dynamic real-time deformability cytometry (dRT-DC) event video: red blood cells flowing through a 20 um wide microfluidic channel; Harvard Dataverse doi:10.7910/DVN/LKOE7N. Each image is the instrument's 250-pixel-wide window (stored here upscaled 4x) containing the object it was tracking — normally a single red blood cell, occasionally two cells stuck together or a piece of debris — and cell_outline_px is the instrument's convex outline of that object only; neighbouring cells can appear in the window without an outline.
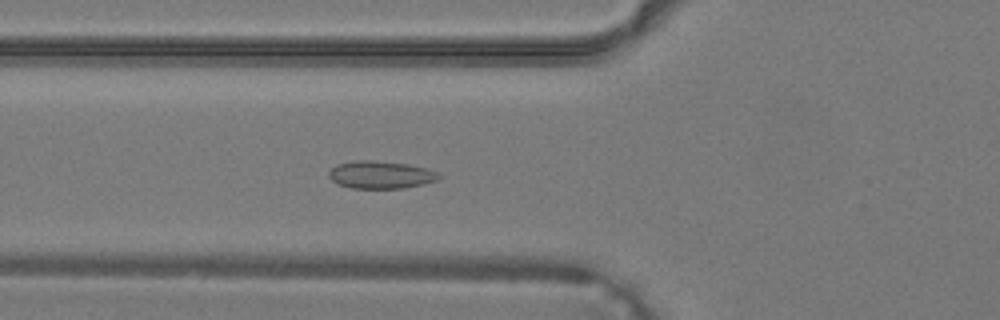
{"species": "common noctule bat (a hibernating species)", "species_latin": "Nyctalus noctula", "temperature_condition": "warm", "stored_images_in_passage": 30, "camera_frame_rate_fps": 3000, "um_per_image_px": 0.085, "animal": {"sex": "male", "body_mass_g": 19.2, "forearm_length_mm": 51.8}, "frame": {"image": 1, "passage_image": 8, "time_ms": 2.333, "image_size_px": [1000, 320], "cell_outline_px": [[440, 176], [436, 180], [404, 188], [352, 188], [340, 184], [332, 180], [328, 176], [328, 172], [336, 164], [356, 160], [368, 160], [408, 164], [428, 168], [440, 172]], "centroid_in_image_um": [32.36, 14.84], "position_along_channel_um": 93.4, "area_um2": 17.57}}
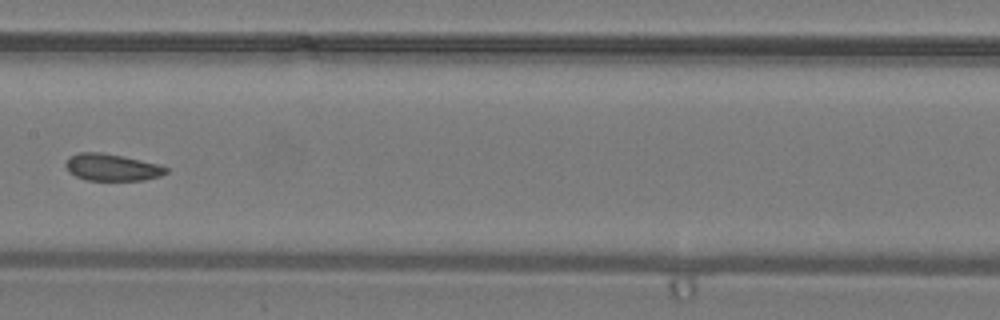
{"frame": {"image": 2, "passage_image": 14, "time_ms": 4.333, "image_size_px": [1000, 320], "cell_outline_px": [[168, 172], [160, 176], [144, 180], [84, 180], [68, 172], [64, 164], [68, 156], [80, 152], [100, 152], [124, 156], [160, 164], [168, 168]], "centroid_in_image_um": [9.5, 14.22], "position_along_channel_um": 197.9, "area_um2": 16.01}}
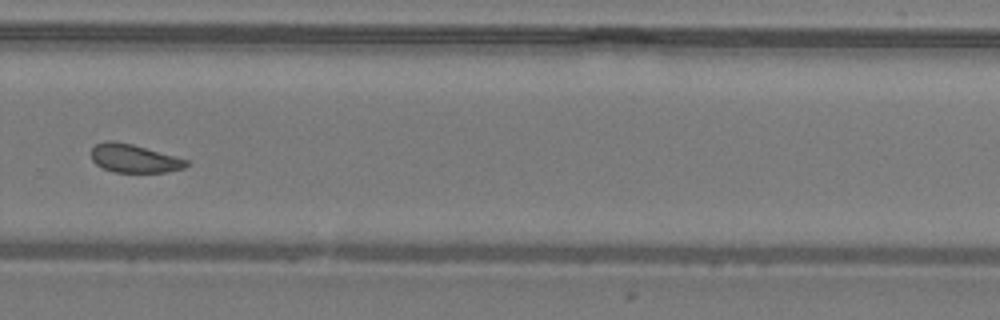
{"frame": {"image": 3, "passage_image": 21, "time_ms": 6.667, "image_size_px": [1000, 320], "cell_outline_px": [[188, 164], [184, 168], [168, 172], [112, 172], [96, 164], [92, 160], [92, 148], [96, 144], [104, 140], [112, 140], [132, 144], [188, 160]], "centroid_in_image_um": [11.38, 13.46], "position_along_channel_um": 318.4, "area_um2": 15.61}}